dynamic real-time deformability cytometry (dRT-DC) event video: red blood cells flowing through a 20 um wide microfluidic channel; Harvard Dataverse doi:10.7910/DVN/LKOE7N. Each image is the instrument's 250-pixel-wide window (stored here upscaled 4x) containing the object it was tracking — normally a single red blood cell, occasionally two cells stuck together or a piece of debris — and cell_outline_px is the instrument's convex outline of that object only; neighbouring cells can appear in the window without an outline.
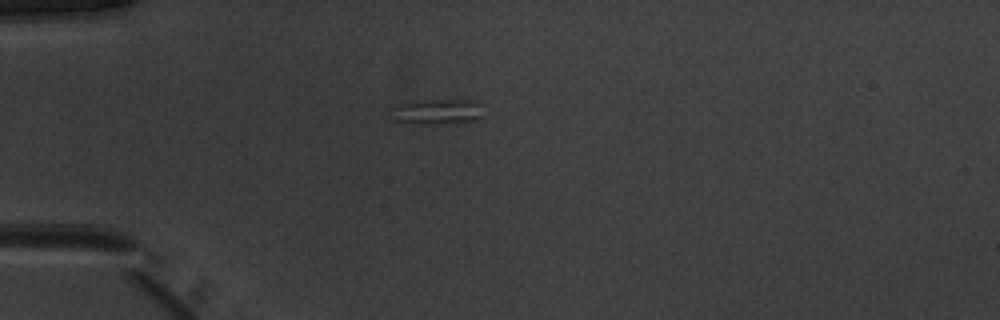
{"species": "common noctule bat (a hibernating species)", "species_latin": "Nyctalus noctula", "temperature_condition": "warm", "stored_images_in_passage": 4, "camera_frame_rate_fps": 3000, "um_per_image_px": 0.085, "animal": {"sex": "male", "body_mass_g": 20.1, "forearm_length_mm": 53.5}, "frame": {"image": 1, "passage_image": 1, "time_ms": 0.0, "image_size_px": [1000, 320], "cell_outline_px": [[480, 116], [476, 120], [412, 124], [392, 120], [388, 108], [392, 104], [412, 100], [472, 100], [480, 104]], "centroid_in_image_um": [36.95, 9.45], "position_along_channel_um": 48.1, "area_um2": 13.7}}